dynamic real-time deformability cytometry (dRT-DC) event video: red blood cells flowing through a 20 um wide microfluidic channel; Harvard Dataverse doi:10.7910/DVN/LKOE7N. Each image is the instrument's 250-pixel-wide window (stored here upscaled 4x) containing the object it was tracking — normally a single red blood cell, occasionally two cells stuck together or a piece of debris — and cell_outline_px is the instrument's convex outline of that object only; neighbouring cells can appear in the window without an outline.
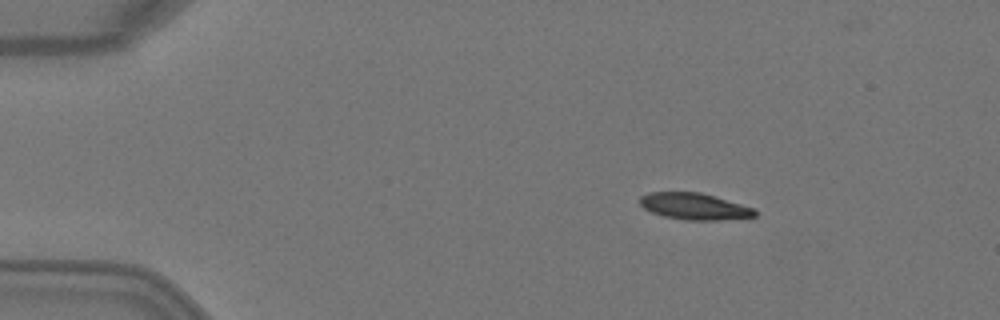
{"species": "Egyptian fruit bat (a non-hibernating species)", "species_latin": "Rousettus aegyptiacus", "temperature_condition": "warm", "stored_images_in_passage": 6, "camera_frame_rate_fps": 3000, "um_per_image_px": 0.085, "animal": {"sex": "female"}, "frame": {"image": 1, "passage_image": 1, "time_ms": 0.0, "image_size_px": [1000, 320], "cell_outline_px": [[756, 216], [720, 220], [688, 220], [664, 216], [652, 212], [644, 208], [640, 204], [640, 196], [648, 192], [700, 192], [756, 208]], "centroid_in_image_um": [59.03, 17.53], "position_along_channel_um": 26.0, "area_um2": 17.74}}
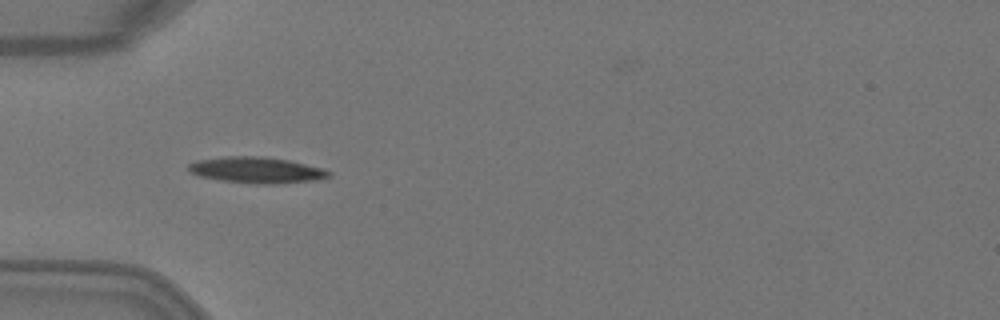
{"frame": {"image": 2, "passage_image": 3, "time_ms": 0.667, "image_size_px": [1000, 320], "cell_outline_px": [[332, 176], [316, 180], [276, 184], [256, 184], [220, 180], [200, 176], [192, 172], [188, 168], [188, 164], [196, 160], [228, 156], [264, 156], [288, 160], [320, 168], [332, 172]], "centroid_in_image_um": [21.82, 14.46], "position_along_channel_um": 63.2, "area_um2": 21.27}}